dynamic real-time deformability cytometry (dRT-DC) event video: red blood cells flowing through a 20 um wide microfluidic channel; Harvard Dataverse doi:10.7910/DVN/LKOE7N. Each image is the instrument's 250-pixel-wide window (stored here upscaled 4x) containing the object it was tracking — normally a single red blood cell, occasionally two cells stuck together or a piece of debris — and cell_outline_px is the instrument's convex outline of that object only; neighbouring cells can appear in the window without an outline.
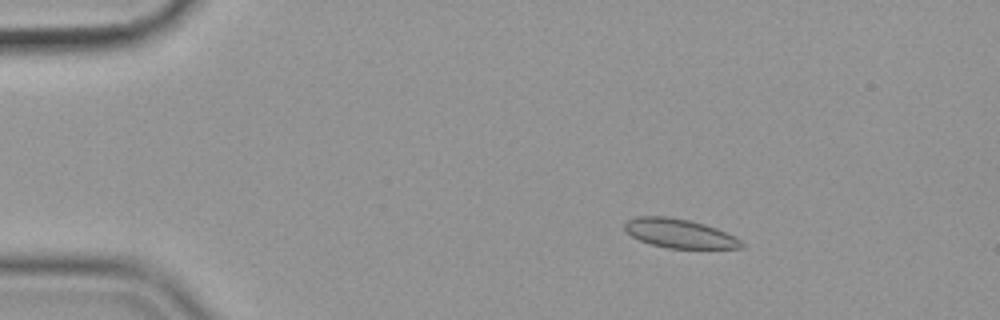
{"species": "common noctule bat (a hibernating species)", "species_latin": "Nyctalus noctula", "temperature_condition": "cold", "stored_images_in_passage": 57, "camera_frame_rate_fps": 3000, "um_per_image_px": 0.085, "animal": {"sex": "female", "body_mass_g": 19.9}, "frame": {"image": 1, "passage_image": 10, "time_ms": 3.0, "image_size_px": [1000, 320], "cell_outline_px": [[744, 248], [668, 248], [652, 244], [640, 240], [624, 232], [624, 224], [628, 220], [636, 216], [668, 216], [688, 220], [704, 224], [716, 228], [740, 240], [744, 244]], "centroid_in_image_um": [57.71, 19.83], "position_along_channel_um": 27.3, "area_um2": 19.59}}
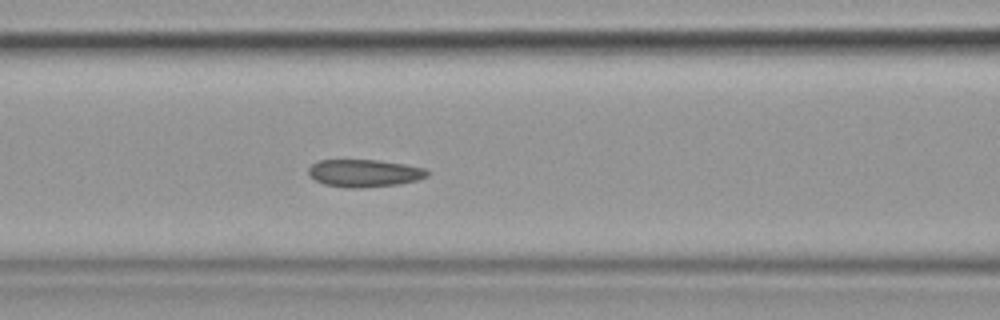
{"frame": {"image": 2, "passage_image": 25, "time_ms": 8.0, "image_size_px": [1000, 320], "cell_outline_px": [[428, 176], [416, 180], [400, 184], [360, 188], [344, 188], [324, 184], [308, 176], [308, 168], [316, 160], [376, 160], [404, 164], [424, 168], [428, 172]], "centroid_in_image_um": [30.92, 14.72], "position_along_channel_um": 135.7, "area_um2": 19.13}}
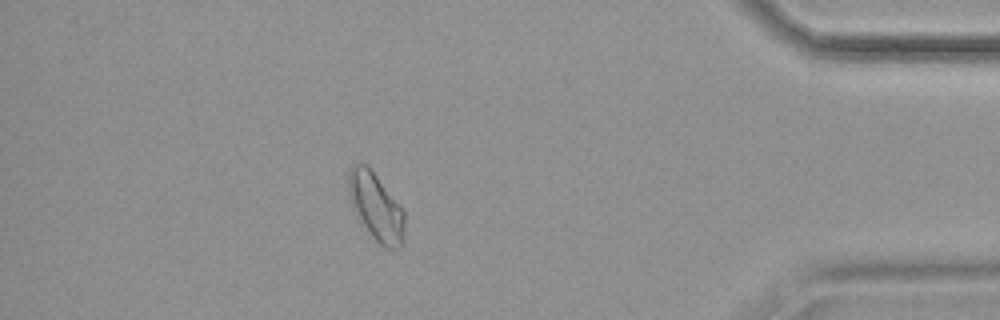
{"frame": {"image": 3, "passage_image": 51, "time_ms": 16.667, "image_size_px": [1000, 320], "cell_outline_px": [[404, 236], [400, 248], [384, 248], [372, 236], [356, 216], [348, 188], [348, 168], [352, 164], [368, 164], [404, 208]], "centroid_in_image_um": [31.97, 17.54], "position_along_channel_um": 403.2, "area_um2": 22.31}, "authors_computed_cell_mechanics": {"area_um2": 19.5942, "velocity_mm_per_s": 3.5328, "shape_relaxation_time_tau1_ms": 7.8673, "shape_relaxation_time_tau2_ms": 2.4145, "deformation_change_tau1": 0.1389, "deformation_change_tau2": 0.0818}}